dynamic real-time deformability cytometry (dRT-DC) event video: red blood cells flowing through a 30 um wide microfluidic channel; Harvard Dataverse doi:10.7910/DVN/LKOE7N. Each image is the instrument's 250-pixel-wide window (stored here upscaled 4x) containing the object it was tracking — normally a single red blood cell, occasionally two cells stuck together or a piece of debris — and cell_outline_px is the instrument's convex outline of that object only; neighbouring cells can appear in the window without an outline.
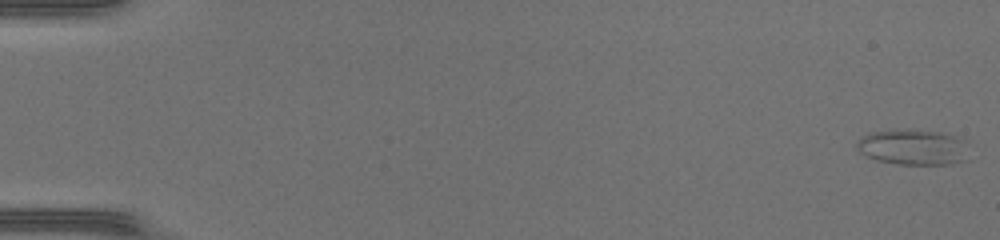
{"species": "common noctule bat (a hibernating species)", "species_latin": "Nyctalus noctula", "temperature_condition": "warm", "stored_images_in_passage": 50, "camera_frame_rate_fps": 3000, "um_per_image_px": 0.085, "animal": {"sex": "female", "body_mass_g": 17.0, "forearm_length_mm": 48.0}, "frame": {"image": 1, "passage_image": 1, "time_ms": 0.0, "image_size_px": [1000, 240], "cell_outline_px": [[964, 160], [952, 164], [900, 164], [876, 160], [860, 152], [856, 148], [856, 144], [860, 136], [868, 132], [908, 128], [944, 132], [964, 136]], "centroid_in_image_um": [77.57, 12.46], "position_along_channel_um": 7.4, "area_um2": 23.58}}
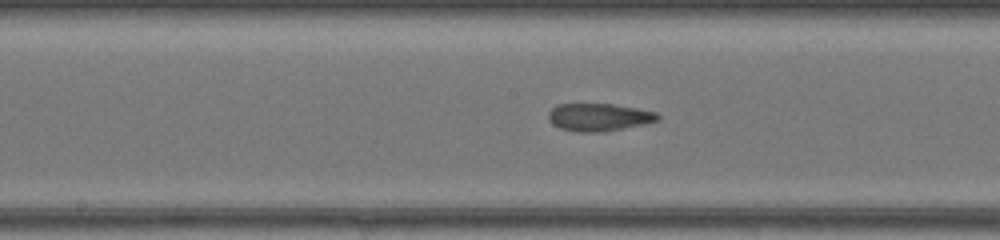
{"frame": {"image": 2, "passage_image": 27, "time_ms": 8.667, "image_size_px": [1000, 240], "cell_outline_px": [[660, 120], [644, 124], [604, 132], [580, 132], [560, 128], [552, 124], [548, 116], [548, 112], [556, 104], [612, 104], [636, 108], [656, 112], [660, 116]], "centroid_in_image_um": [50.91, 9.96], "position_along_channel_um": 197.3, "area_um2": 17.63}}
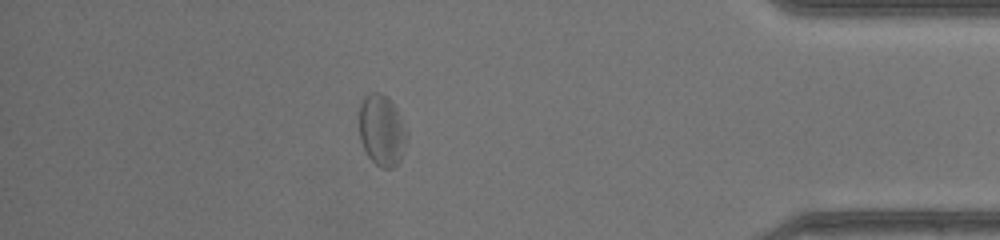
{"frame": {"image": 3, "passage_image": 44, "time_ms": 14.333, "image_size_px": [1000, 240], "cell_outline_px": [[408, 136], [400, 160], [392, 168], [380, 168], [368, 156], [360, 140], [360, 104], [364, 96], [372, 92], [380, 92], [396, 108], [408, 132]], "centroid_in_image_um": [32.46, 11.09], "position_along_channel_um": 402.7, "area_um2": 19.59}, "authors_computed_cell_mechanics": {"area_um2": 19.1896, "velocity_mm_per_s": 4.2736, "shape_relaxation_time_tau1_ms": null, "shape_relaxation_time_tau2_ms": 1.5306, "deformation_change_tau1": null, "deformation_change_tau2": 0.0639}}